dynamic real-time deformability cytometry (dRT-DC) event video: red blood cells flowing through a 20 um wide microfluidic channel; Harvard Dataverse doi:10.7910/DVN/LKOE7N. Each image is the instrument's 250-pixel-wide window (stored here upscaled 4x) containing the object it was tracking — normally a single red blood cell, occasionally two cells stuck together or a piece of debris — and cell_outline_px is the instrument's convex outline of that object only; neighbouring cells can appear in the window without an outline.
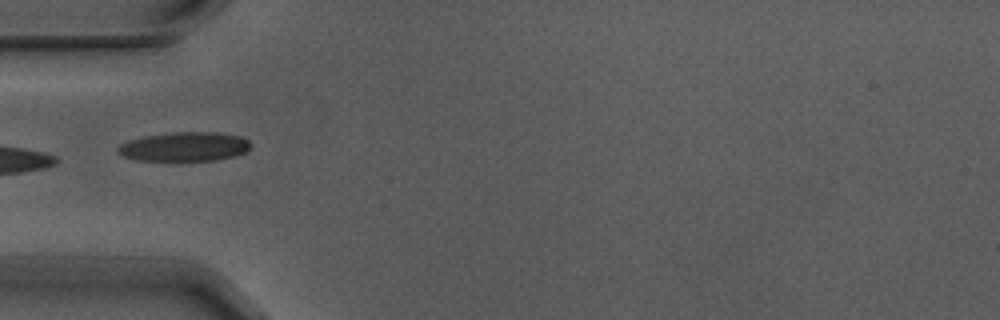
{"species": "Egyptian fruit bat (a non-hibernating species)", "species_latin": "Rousettus aegyptiacus", "temperature_condition": "warm", "stored_images_in_passage": 5, "camera_frame_rate_fps": 3000, "um_per_image_px": 0.085, "animal": {"sex": "male"}, "frame": {"image": 1, "passage_image": 4, "time_ms": 1.0, "image_size_px": [1000, 320], "cell_outline_px": [[252, 144], [244, 152], [236, 156], [216, 160], [136, 160], [124, 156], [116, 152], [116, 148], [120, 144], [128, 140], [144, 136], [176, 132], [216, 132], [240, 136], [248, 140]], "centroid_in_image_um": [15.67, 12.46], "position_along_channel_um": 69.3, "area_um2": 22.54}}